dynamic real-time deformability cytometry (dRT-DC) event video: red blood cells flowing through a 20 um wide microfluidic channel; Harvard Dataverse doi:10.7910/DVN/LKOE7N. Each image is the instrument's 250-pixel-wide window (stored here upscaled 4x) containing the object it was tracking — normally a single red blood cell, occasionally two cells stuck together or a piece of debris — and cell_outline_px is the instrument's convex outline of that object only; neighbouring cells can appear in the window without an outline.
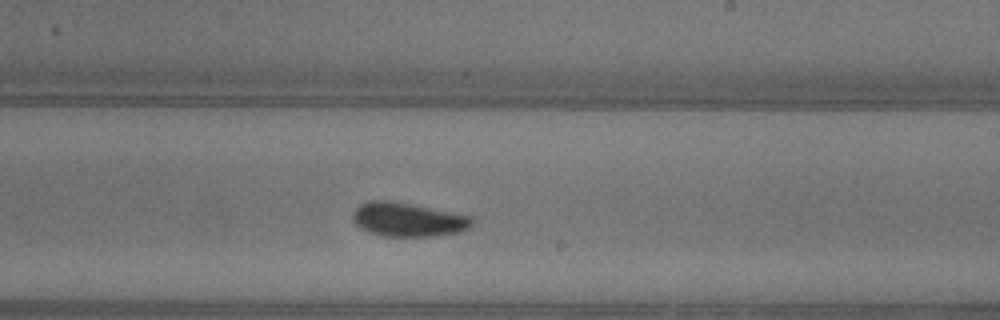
{"species": "common noctule bat (a hibernating species)", "species_latin": "Nyctalus noctula", "temperature_condition": "warm", "stored_images_in_passage": 37, "camera_frame_rate_fps": 3000, "um_per_image_px": 0.085, "animal": {"sex": "female"}, "frame": {"image": 1, "passage_image": 22, "time_ms": 7.0, "image_size_px": [1000, 320], "cell_outline_px": [[472, 224], [468, 228], [460, 232], [436, 236], [384, 236], [368, 232], [360, 228], [352, 220], [352, 212], [360, 204], [368, 200], [392, 200], [472, 216]], "centroid_in_image_um": [34.64, 18.66], "position_along_channel_um": 254.4, "area_um2": 23.76}}